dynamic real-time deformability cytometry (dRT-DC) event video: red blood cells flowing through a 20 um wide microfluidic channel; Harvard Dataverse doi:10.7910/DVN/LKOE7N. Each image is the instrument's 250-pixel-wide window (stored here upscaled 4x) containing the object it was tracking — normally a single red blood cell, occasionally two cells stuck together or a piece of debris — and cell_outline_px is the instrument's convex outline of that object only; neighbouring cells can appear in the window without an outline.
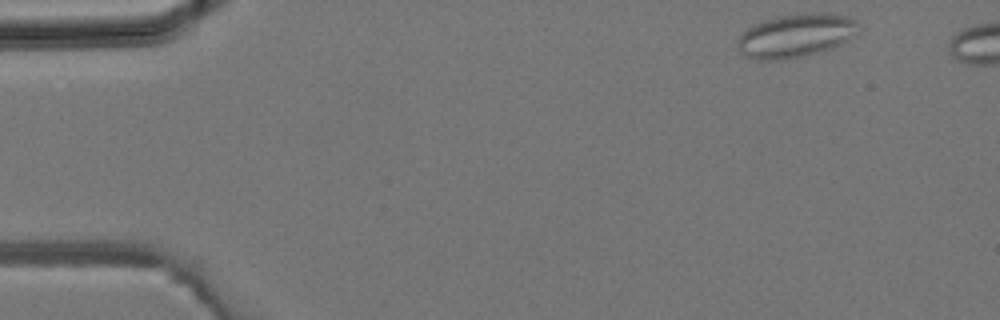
{"species": "common noctule bat (a hibernating species)", "species_latin": "Nyctalus noctula", "temperature_condition": "room temperature", "stored_images_in_passage": 8, "camera_frame_rate_fps": 3000, "um_per_image_px": 0.085, "animal": {"sex": "male", "body_mass_g": 19.2, "forearm_length_mm": 51.8}, "frame": {"image": 1, "passage_image": 1, "time_ms": 0.0, "image_size_px": [1000, 320], "cell_outline_px": [[860, 32], [856, 36], [832, 48], [800, 56], [780, 60], [756, 60], [744, 56], [740, 52], [736, 40], [748, 28], [756, 24], [780, 16], [808, 12], [828, 12], [848, 16], [856, 20], [860, 24]], "centroid_in_image_um": [67.71, 3.01], "position_along_channel_um": 17.3, "area_um2": 30.81}}